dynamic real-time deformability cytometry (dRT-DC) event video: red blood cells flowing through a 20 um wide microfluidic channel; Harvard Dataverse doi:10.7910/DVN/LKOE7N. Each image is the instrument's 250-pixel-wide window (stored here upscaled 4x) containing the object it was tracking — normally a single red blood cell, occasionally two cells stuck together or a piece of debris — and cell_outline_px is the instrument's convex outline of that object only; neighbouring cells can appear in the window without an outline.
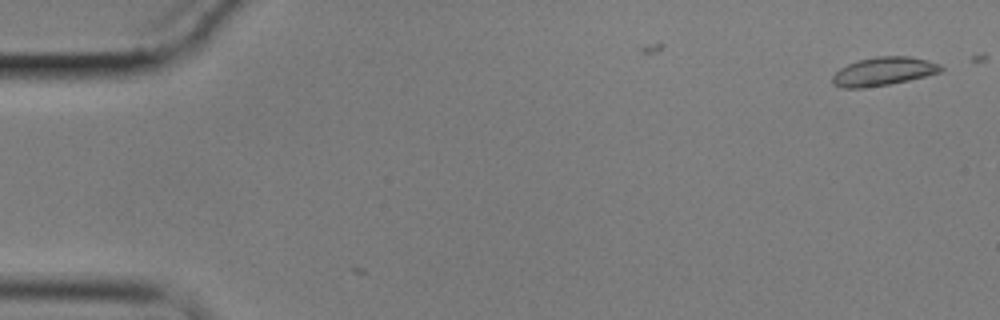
{"species": "common noctule bat (a hibernating species)", "species_latin": "Nyctalus noctula", "temperature_condition": "cold", "stored_images_in_passage": 2, "camera_frame_rate_fps": 3000, "um_per_image_px": 0.085, "animal": {"sex": "male", "body_mass_g": 17.9}, "frame": {"image": 1, "passage_image": 2, "time_ms": 0.333, "image_size_px": [1000, 320], "cell_outline_px": [[944, 68], [940, 72], [908, 80], [888, 84], [864, 88], [844, 88], [832, 84], [832, 76], [840, 68], [856, 60], [876, 56], [908, 56], [928, 60], [940, 64]], "centroid_in_image_um": [75.07, 6.06], "position_along_channel_um": 9.9, "area_um2": 17.98}}